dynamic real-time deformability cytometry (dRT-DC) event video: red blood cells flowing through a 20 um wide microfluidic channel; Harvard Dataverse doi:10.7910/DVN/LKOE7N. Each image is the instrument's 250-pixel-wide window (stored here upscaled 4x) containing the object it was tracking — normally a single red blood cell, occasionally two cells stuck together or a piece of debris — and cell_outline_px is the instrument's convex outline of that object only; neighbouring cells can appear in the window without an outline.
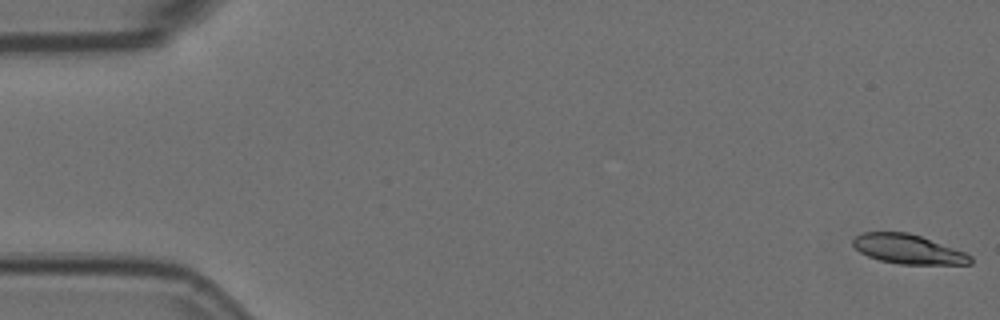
{"species": "Egyptian fruit bat (a non-hibernating species)", "species_latin": "Rousettus aegyptiacus", "temperature_condition": "room temperature", "stored_images_in_passage": 5, "camera_frame_rate_fps": 3000, "um_per_image_px": 0.085, "animal": {"sex": "female"}, "frame": {"image": 1, "passage_image": 1, "time_ms": 0.0, "image_size_px": [1000, 320], "cell_outline_px": [[972, 264], [900, 264], [880, 260], [868, 256], [860, 252], [852, 244], [852, 240], [856, 236], [864, 232], [908, 232], [920, 236], [964, 252], [972, 256]], "centroid_in_image_um": [77.17, 21.18], "position_along_channel_um": 7.8, "area_um2": 19.88}}
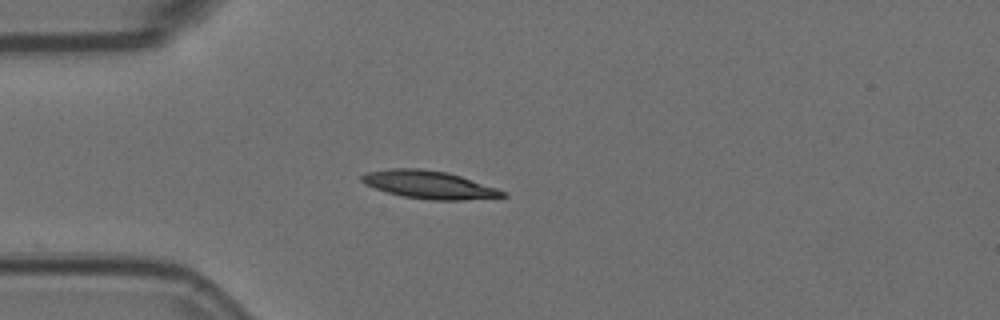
{"frame": {"image": 2, "passage_image": 5, "time_ms": 1.333, "image_size_px": [1000, 320], "cell_outline_px": [[508, 196], [460, 200], [432, 200], [404, 196], [388, 192], [364, 184], [360, 180], [360, 176], [368, 172], [388, 168], [420, 168], [448, 172], [508, 192]], "centroid_in_image_um": [36.46, 15.69], "position_along_channel_um": 48.5, "area_um2": 22.72}}